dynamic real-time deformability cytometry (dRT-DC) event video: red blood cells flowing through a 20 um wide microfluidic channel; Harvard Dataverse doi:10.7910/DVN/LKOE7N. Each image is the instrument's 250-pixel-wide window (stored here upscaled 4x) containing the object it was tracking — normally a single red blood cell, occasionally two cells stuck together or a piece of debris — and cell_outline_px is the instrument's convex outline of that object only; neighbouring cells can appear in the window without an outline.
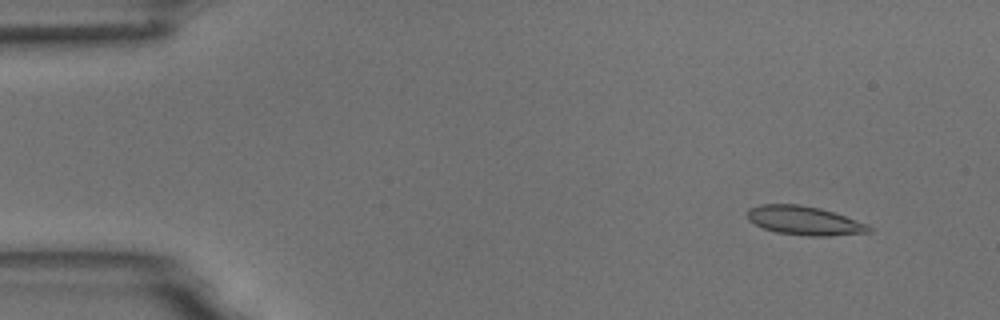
{"species": "common noctule bat (a hibernating species)", "species_latin": "Nyctalus noctula", "temperature_condition": "room temperature", "stored_images_in_passage": 5, "camera_frame_rate_fps": 3000, "um_per_image_px": 0.085, "animal": {"sex": "male", "body_mass_g": 18.8}, "frame": {"image": 1, "passage_image": 2, "time_ms": 0.333, "image_size_px": [1000, 320], "cell_outline_px": [[872, 232], [832, 236], [808, 236], [776, 232], [764, 228], [748, 220], [748, 208], [760, 204], [800, 204], [820, 208], [868, 224], [872, 228]], "centroid_in_image_um": [68.38, 18.75], "position_along_channel_um": 16.6, "area_um2": 20.46}}
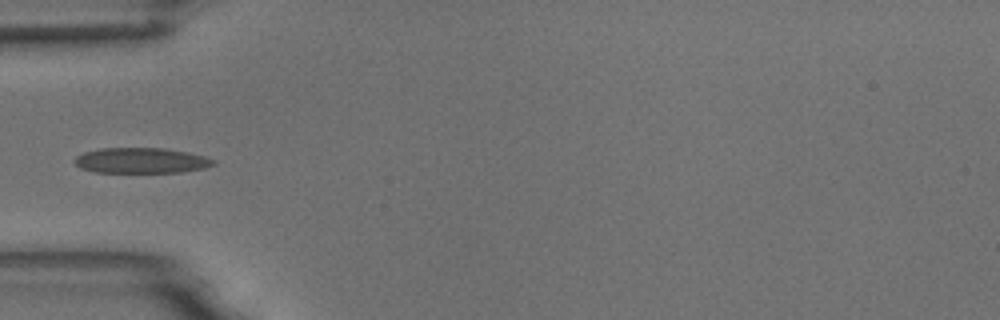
{"frame": {"image": 2, "passage_image": 5, "time_ms": 1.333, "image_size_px": [1000, 320], "cell_outline_px": [[216, 164], [204, 168], [180, 172], [96, 172], [80, 168], [72, 160], [76, 156], [84, 152], [100, 148], [164, 148], [188, 152], [204, 156], [216, 160]], "centroid_in_image_um": [12.0, 13.64], "position_along_channel_um": 73.0, "area_um2": 20.63}}